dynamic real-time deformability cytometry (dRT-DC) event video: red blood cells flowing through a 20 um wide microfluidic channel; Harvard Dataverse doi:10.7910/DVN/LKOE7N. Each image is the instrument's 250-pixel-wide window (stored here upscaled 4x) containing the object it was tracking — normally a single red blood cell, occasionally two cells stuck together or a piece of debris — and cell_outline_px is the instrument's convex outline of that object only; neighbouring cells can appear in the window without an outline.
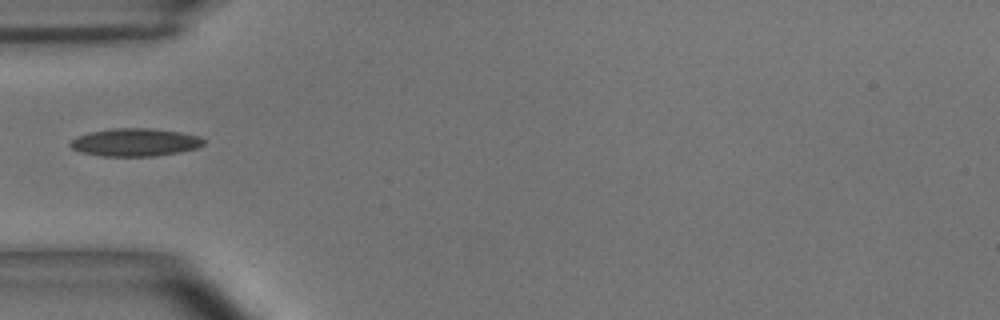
{"species": "common noctule bat (a hibernating species)", "species_latin": "Nyctalus noctula", "temperature_condition": "room temperature", "stored_images_in_passage": 7, "camera_frame_rate_fps": 3000, "um_per_image_px": 0.085, "animal": {"sex": "male", "body_mass_g": 15.6}, "frame": {"image": 1, "passage_image": 1, "time_ms": 0.0, "image_size_px": [1000, 320], "cell_outline_px": [[204, 144], [196, 148], [180, 152], [156, 156], [100, 156], [80, 152], [72, 148], [68, 144], [76, 136], [88, 132], [112, 128], [152, 128], [180, 132], [200, 136], [204, 140]], "centroid_in_image_um": [11.46, 12.09], "position_along_channel_um": 73.5, "area_um2": 21.85}}
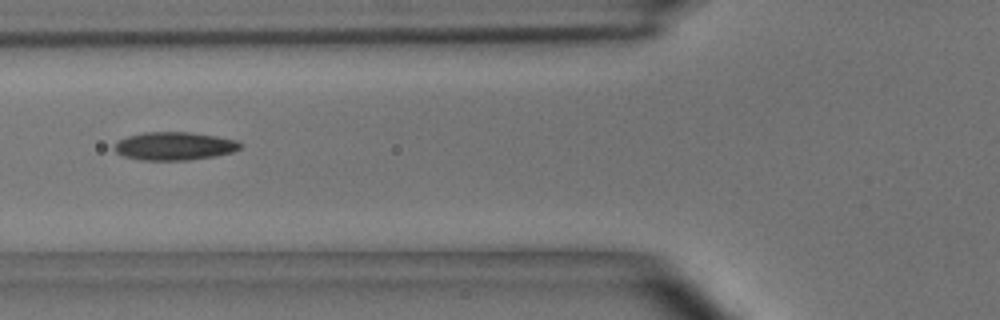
{"frame": {"image": 2, "passage_image": 4, "time_ms": 1.0, "image_size_px": [1000, 320], "cell_outline_px": [[244, 144], [240, 148], [232, 152], [212, 156], [188, 160], [140, 160], [124, 156], [116, 152], [112, 148], [120, 140], [128, 136], [144, 132], [192, 132], [216, 136], [236, 140]], "centroid_in_image_um": [14.82, 12.41], "position_along_channel_um": 111.0, "area_um2": 20.58}}